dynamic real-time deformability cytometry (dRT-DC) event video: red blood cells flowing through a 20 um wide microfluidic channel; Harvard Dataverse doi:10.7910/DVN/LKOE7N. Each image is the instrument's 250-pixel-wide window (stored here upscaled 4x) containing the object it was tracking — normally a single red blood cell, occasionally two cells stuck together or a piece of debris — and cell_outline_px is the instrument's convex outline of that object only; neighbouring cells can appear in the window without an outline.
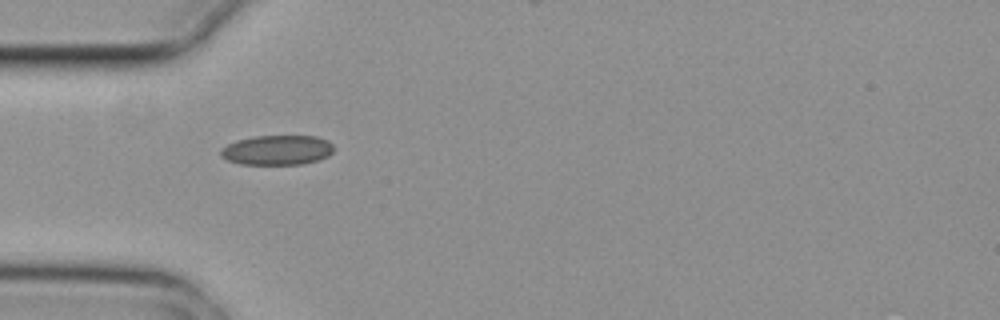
{"species": "common noctule bat (a hibernating species)", "species_latin": "Nyctalus noctula", "temperature_condition": "cold", "stored_images_in_passage": 7, "camera_frame_rate_fps": 3000, "um_per_image_px": 0.085, "animal": {"sex": "female", "body_mass_g": 29.2, "forearm_length_mm": 56.3}, "frame": {"image": 1, "passage_image": 4, "time_ms": 1.0, "image_size_px": [1000, 320], "cell_outline_px": [[332, 152], [328, 156], [304, 164], [240, 164], [228, 160], [220, 156], [220, 148], [236, 140], [252, 136], [316, 136], [328, 140], [332, 144]], "centroid_in_image_um": [23.53, 12.75], "position_along_channel_um": 61.5, "area_um2": 19.65}}
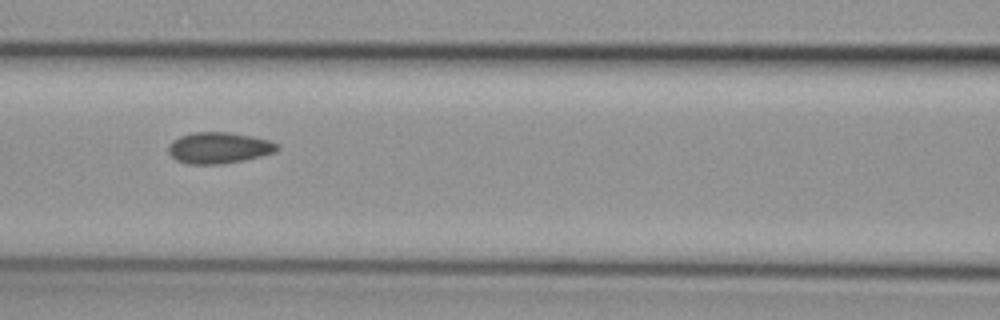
{"frame": {"image": 2, "passage_image": 6, "time_ms": 1.667, "image_size_px": [1000, 320], "cell_outline_px": [[280, 148], [276, 152], [244, 160], [220, 164], [188, 164], [176, 160], [168, 152], [168, 144], [172, 140], [180, 136], [192, 132], [228, 132], [252, 136], [268, 140], [280, 144]], "centroid_in_image_um": [18.6, 12.56], "position_along_channel_um": 148.0, "area_um2": 19.94}}
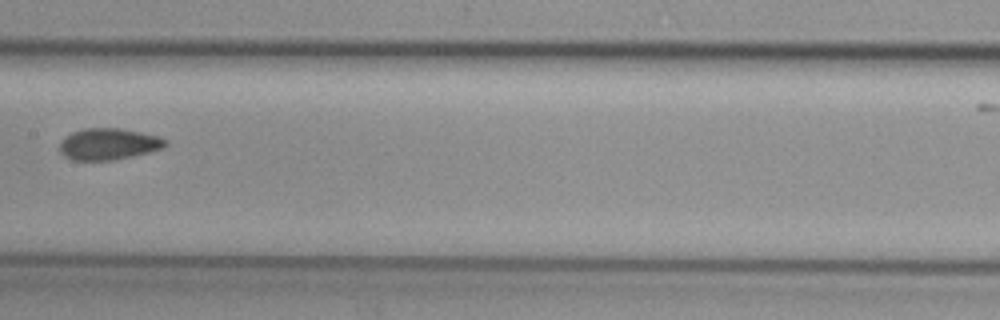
{"frame": {"image": 3, "passage_image": 7, "time_ms": 2.0, "image_size_px": [1000, 320], "cell_outline_px": [[168, 144], [164, 148], [132, 156], [112, 160], [72, 160], [64, 156], [60, 152], [60, 144], [72, 132], [84, 128], [120, 128], [160, 136], [168, 140]], "centroid_in_image_um": [9.27, 12.24], "position_along_channel_um": 198.1, "area_um2": 19.36}}